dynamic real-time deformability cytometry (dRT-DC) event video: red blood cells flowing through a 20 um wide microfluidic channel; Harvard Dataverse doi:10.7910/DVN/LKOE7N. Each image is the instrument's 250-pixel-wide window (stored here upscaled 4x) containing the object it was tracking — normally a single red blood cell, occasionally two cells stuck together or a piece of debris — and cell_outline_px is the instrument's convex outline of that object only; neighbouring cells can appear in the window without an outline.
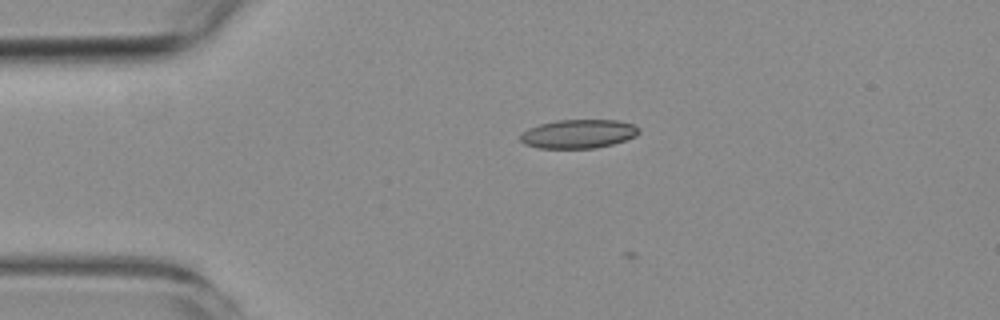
{"species": "common noctule bat (a hibernating species)", "species_latin": "Nyctalus noctula", "temperature_condition": "room temperature", "stored_images_in_passage": 4, "camera_frame_rate_fps": 3000, "um_per_image_px": 0.085, "animal": {"sex": "female", "body_mass_g": 19.3, "forearm_length_mm": 54.1}, "frame": {"image": 1, "passage_image": 2, "time_ms": 1.333, "image_size_px": [1000, 320], "cell_outline_px": [[640, 132], [636, 136], [612, 144], [596, 148], [536, 148], [524, 144], [520, 140], [520, 136], [528, 128], [540, 124], [556, 120], [616, 120], [632, 124], [640, 128]], "centroid_in_image_um": [49.16, 11.38], "position_along_channel_um": 35.8, "area_um2": 19.88}}